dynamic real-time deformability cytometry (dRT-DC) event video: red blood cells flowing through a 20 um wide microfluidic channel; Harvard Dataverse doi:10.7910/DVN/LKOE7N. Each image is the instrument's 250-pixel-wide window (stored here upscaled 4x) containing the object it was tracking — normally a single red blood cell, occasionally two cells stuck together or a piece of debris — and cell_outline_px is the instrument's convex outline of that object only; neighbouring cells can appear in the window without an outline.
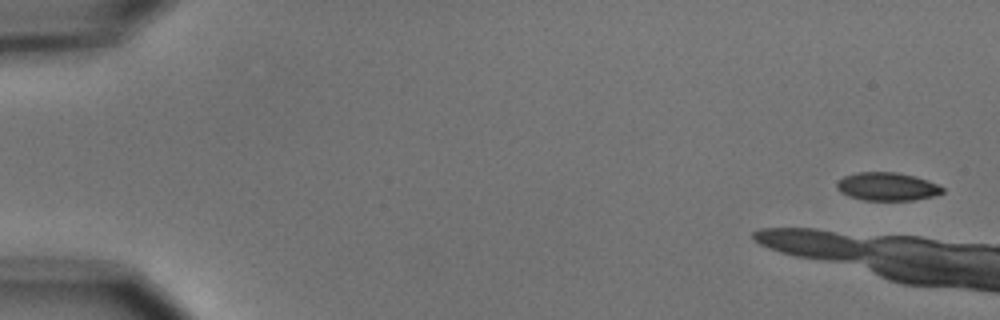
{"species": "common noctule bat (a hibernating species)", "species_latin": "Nyctalus noctula", "temperature_condition": "cold", "stored_images_in_passage": 6, "camera_frame_rate_fps": 3000, "um_per_image_px": 0.085, "animal": {"sex": "male", "body_mass_g": 15.6}, "frame": {"image": 1, "passage_image": 1, "time_ms": 0.0, "image_size_px": [1000, 320], "cell_outline_px": [[944, 192], [932, 196], [912, 200], [864, 200], [848, 196], [840, 192], [836, 188], [836, 184], [844, 176], [856, 172], [896, 172], [916, 176], [928, 180], [944, 188]], "centroid_in_image_um": [75.39, 15.85], "position_along_channel_um": 9.6, "area_um2": 17.34}}